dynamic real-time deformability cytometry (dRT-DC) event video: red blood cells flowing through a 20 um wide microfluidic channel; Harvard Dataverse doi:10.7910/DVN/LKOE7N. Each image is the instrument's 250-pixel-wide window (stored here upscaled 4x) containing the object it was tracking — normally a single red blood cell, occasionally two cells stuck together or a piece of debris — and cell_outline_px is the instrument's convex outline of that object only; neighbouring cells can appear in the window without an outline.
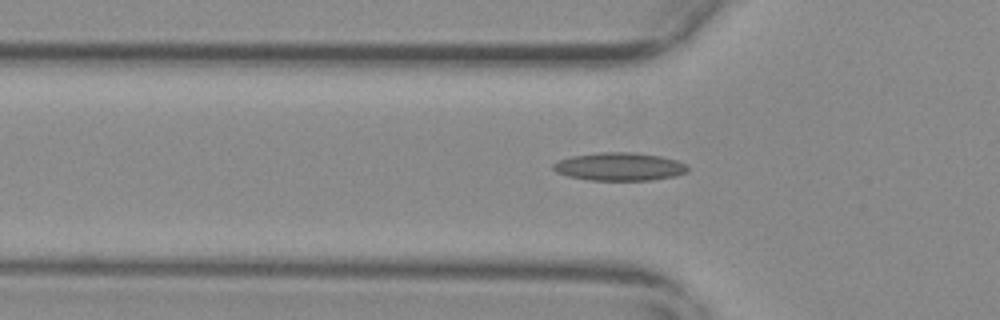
{"species": "common noctule bat (a hibernating species)", "species_latin": "Nyctalus noctula", "temperature_condition": "warm", "stored_images_in_passage": 48, "camera_frame_rate_fps": 3000, "um_per_image_px": 0.085, "animal": {"sex": "female", "body_mass_g": 29.2, "forearm_length_mm": 56.3}, "frame": {"image": 1, "passage_image": 18, "time_ms": 5.667, "image_size_px": [1000, 320], "cell_outline_px": [[688, 172], [676, 176], [652, 180], [588, 180], [568, 176], [556, 172], [552, 168], [552, 164], [560, 160], [572, 156], [600, 152], [628, 152], [660, 156], [676, 160], [684, 164], [688, 168]], "centroid_in_image_um": [52.64, 14.17], "position_along_channel_um": 73.2, "area_um2": 21.91}}
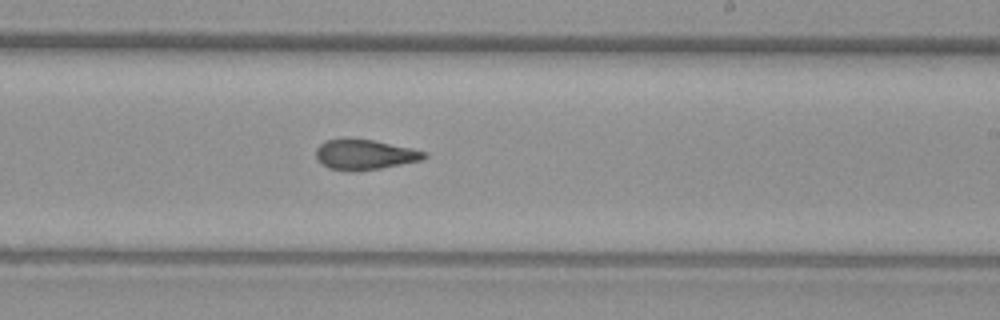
{"frame": {"image": 2, "passage_image": 33, "time_ms": 10.667, "image_size_px": [1000, 320], "cell_outline_px": [[428, 156], [420, 160], [380, 168], [356, 172], [348, 172], [328, 168], [320, 164], [316, 160], [316, 148], [320, 144], [328, 140], [372, 140], [412, 148], [424, 152]], "centroid_in_image_um": [30.94, 13.18], "position_along_channel_um": 258.1, "area_um2": 18.79}}
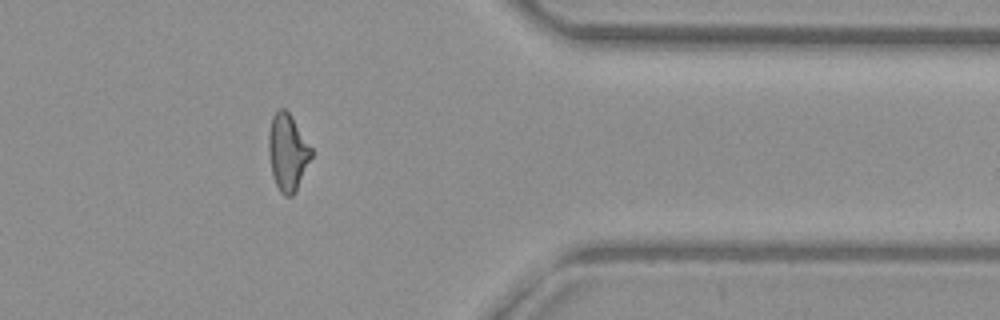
{"frame": {"image": 3, "passage_image": 45, "time_ms": 14.667, "image_size_px": [1000, 320], "cell_outline_px": [[312, 156], [296, 192], [292, 196], [284, 196], [280, 192], [272, 176], [268, 152], [268, 132], [272, 116], [280, 108], [284, 108], [292, 116], [312, 148]], "centroid_in_image_um": [24.44, 12.95], "position_along_channel_um": 387.0, "area_um2": 19.31}}